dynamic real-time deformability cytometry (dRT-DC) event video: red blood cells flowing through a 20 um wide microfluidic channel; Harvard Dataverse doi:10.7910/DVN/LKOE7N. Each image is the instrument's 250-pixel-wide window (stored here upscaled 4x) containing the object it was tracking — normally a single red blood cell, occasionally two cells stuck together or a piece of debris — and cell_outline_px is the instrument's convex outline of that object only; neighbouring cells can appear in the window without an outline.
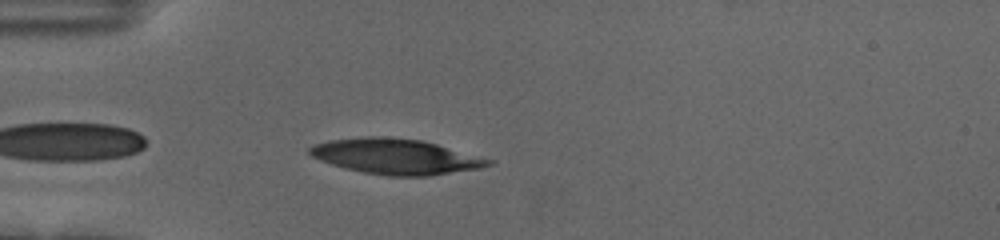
{"species": "human", "species_latin": "Homo sapiens", "temperature_condition": "cold", "stored_images_in_passage": 42, "camera_frame_rate_fps": 3000, "um_per_image_px": 0.085, "donor": {"sex": "female"}, "frame": {"image": 1, "passage_image": 3, "time_ms": 0.667, "image_size_px": [1000, 240], "cell_outline_px": [[496, 164], [480, 168], [428, 176], [388, 176], [364, 172], [344, 168], [320, 160], [312, 156], [308, 152], [308, 148], [312, 144], [328, 140], [368, 136], [380, 136], [420, 140], [436, 144], [496, 160]], "centroid_in_image_um": [33.66, 13.3], "position_along_channel_um": 51.3, "area_um2": 36.93}}
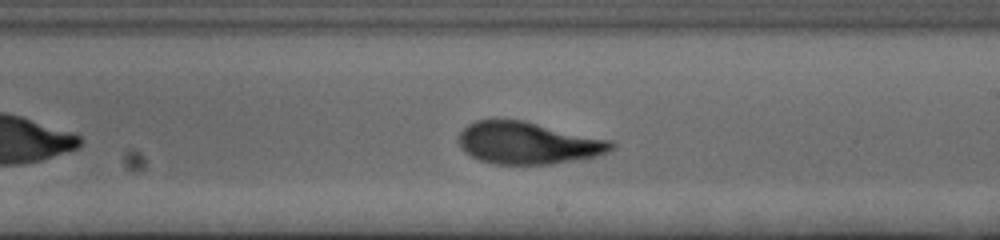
{"frame": {"image": 2, "passage_image": 20, "time_ms": 6.333, "image_size_px": [1000, 240], "cell_outline_px": [[616, 148], [608, 152], [596, 156], [552, 164], [492, 164], [480, 160], [472, 156], [460, 148], [460, 132], [468, 124], [476, 120], [524, 120], [612, 140], [616, 144]], "centroid_in_image_um": [44.93, 12.15], "position_along_channel_um": 244.1, "area_um2": 37.51}}
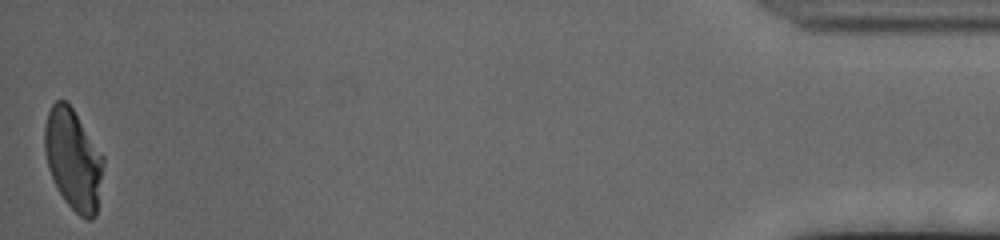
{"frame": {"image": 3, "passage_image": 42, "time_ms": 13.667, "image_size_px": [1000, 240], "cell_outline_px": [[104, 160], [96, 216], [92, 220], [88, 220], [80, 216], [64, 200], [48, 168], [44, 152], [44, 124], [48, 112], [52, 104], [56, 100], [64, 100], [72, 108], [104, 156]], "centroid_in_image_um": [6.22, 13.55], "position_along_channel_um": 429.0, "area_um2": 34.28}, "authors_computed_cell_mechanics": {"area_um2": 37.2521, "velocity_mm_per_s": 3.6607, "shape_relaxation_time_tau1_ms": 5.2329, "shape_relaxation_time_tau2_ms": 1.1952, "deformation_change_tau1": 0.2261, "deformation_change_tau2": 0.0862}}